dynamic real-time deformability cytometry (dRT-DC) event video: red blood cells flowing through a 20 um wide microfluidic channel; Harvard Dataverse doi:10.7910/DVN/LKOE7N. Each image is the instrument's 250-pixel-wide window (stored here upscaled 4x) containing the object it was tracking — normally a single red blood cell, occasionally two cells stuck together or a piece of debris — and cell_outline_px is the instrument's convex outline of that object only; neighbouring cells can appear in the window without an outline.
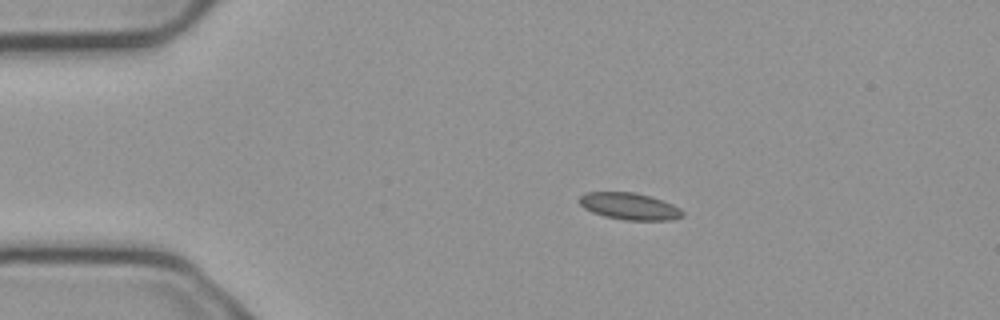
{"species": "common noctule bat (a hibernating species)", "species_latin": "Nyctalus noctula", "temperature_condition": "cold", "stored_images_in_passage": 7, "camera_frame_rate_fps": 3000, "um_per_image_px": 0.085, "animal": {"sex": "male", "body_mass_g": 23.1, "forearm_length_mm": 52.7}, "frame": {"image": 1, "passage_image": 3, "time_ms": 0.667, "image_size_px": [1000, 320], "cell_outline_px": [[684, 216], [672, 220], [624, 220], [604, 216], [592, 212], [584, 208], [576, 200], [584, 192], [636, 192], [652, 196], [672, 204], [680, 208], [684, 212]], "centroid_in_image_um": [53.5, 17.52], "position_along_channel_um": 31.5, "area_um2": 16.42}}
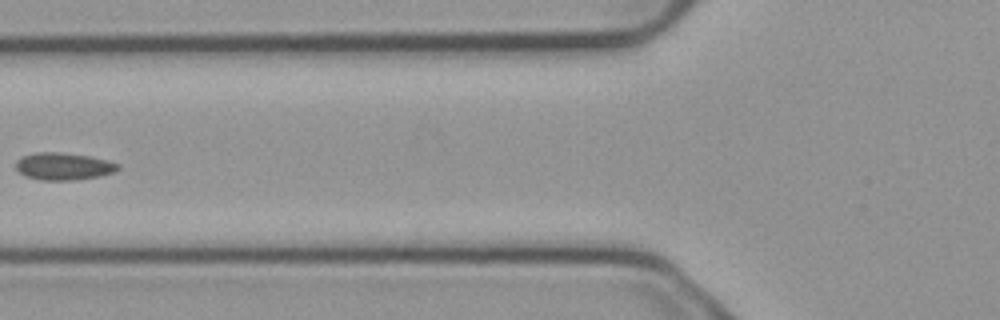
{"frame": {"image": 2, "passage_image": 6, "time_ms": 1.667, "image_size_px": [1000, 320], "cell_outline_px": [[120, 168], [116, 172], [100, 176], [72, 180], [40, 180], [24, 176], [16, 168], [16, 160], [20, 156], [36, 152], [60, 152], [88, 156], [108, 160], [120, 164]], "centroid_in_image_um": [5.4, 14.13], "position_along_channel_um": 120.4, "area_um2": 16.42}}
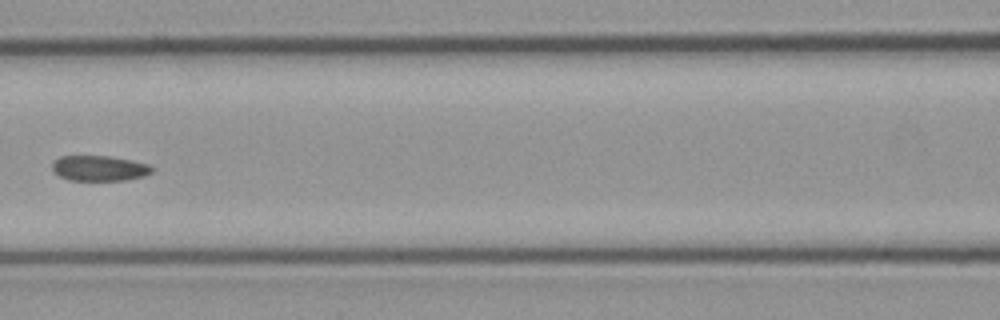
{"frame": {"image": 3, "passage_image": 7, "time_ms": 2.0, "image_size_px": [1000, 320], "cell_outline_px": [[152, 172], [144, 176], [128, 180], [68, 180], [60, 176], [52, 168], [52, 164], [60, 156], [108, 156], [148, 164], [152, 168]], "centroid_in_image_um": [8.44, 14.31], "position_along_channel_um": 158.2, "area_um2": 14.51}}